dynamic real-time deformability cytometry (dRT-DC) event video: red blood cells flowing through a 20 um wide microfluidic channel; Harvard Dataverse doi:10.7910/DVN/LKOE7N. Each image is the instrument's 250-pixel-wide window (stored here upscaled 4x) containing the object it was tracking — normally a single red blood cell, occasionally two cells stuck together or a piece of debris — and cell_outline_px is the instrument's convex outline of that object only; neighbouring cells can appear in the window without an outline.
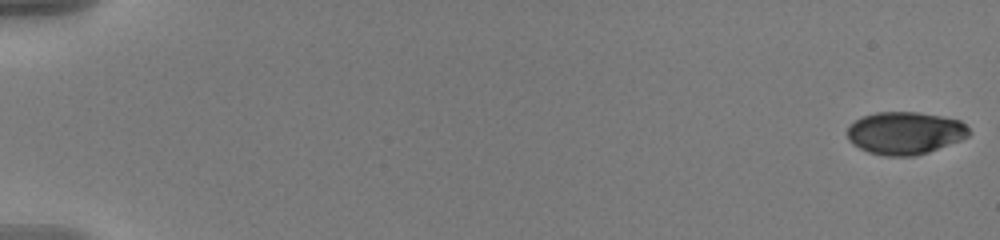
{"species": "human", "species_latin": "Homo sapiens", "temperature_condition": "warm", "stored_images_in_passage": 57, "camera_frame_rate_fps": 3000, "um_per_image_px": 0.085, "donor": {"sex": "male"}, "frame": {"image": 1, "passage_image": 1, "time_ms": 0.0, "image_size_px": [1000, 240], "cell_outline_px": [[972, 132], [968, 136], [960, 140], [928, 152], [916, 156], [884, 156], [868, 152], [852, 144], [848, 140], [848, 124], [864, 116], [876, 112], [920, 112], [944, 116], [960, 120]], "centroid_in_image_um": [76.92, 11.3], "position_along_channel_um": 8.1, "area_um2": 30.35}}
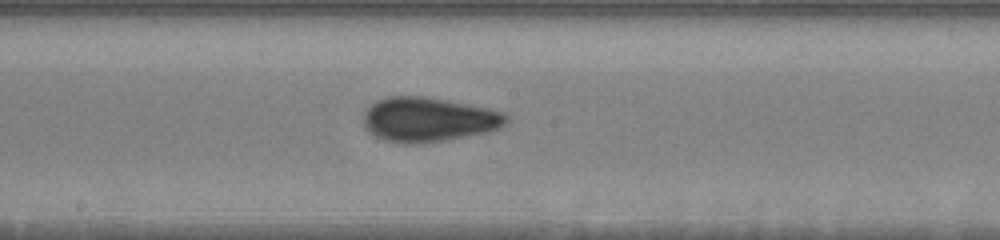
{"frame": {"image": 2, "passage_image": 33, "time_ms": 10.667, "image_size_px": [1000, 240], "cell_outline_px": [[508, 120], [504, 124], [496, 128], [484, 132], [444, 140], [412, 144], [404, 144], [384, 140], [376, 136], [364, 128], [364, 112], [376, 100], [388, 96], [424, 96], [448, 100], [488, 108], [504, 112], [508, 116]], "centroid_in_image_um": [36.38, 10.14], "position_along_channel_um": 211.8, "area_um2": 36.76}}
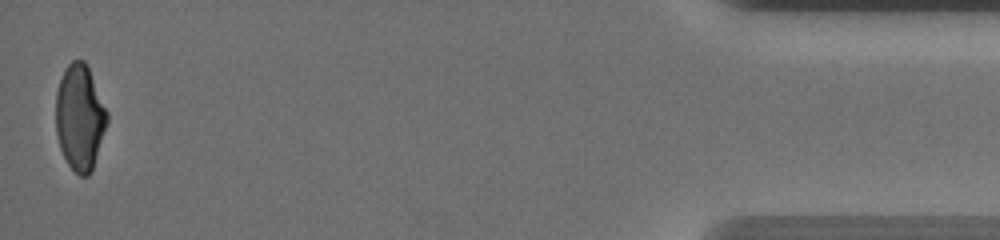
{"frame": {"image": 3, "passage_image": 57, "time_ms": 18.667, "image_size_px": [1000, 240], "cell_outline_px": [[108, 120], [92, 172], [88, 176], [80, 176], [68, 164], [60, 148], [56, 132], [56, 92], [64, 68], [72, 60], [84, 60], [88, 68], [108, 112]], "centroid_in_image_um": [6.78, 9.99], "position_along_channel_um": 428.4, "area_um2": 31.5}, "authors_computed_cell_mechanics": {"area_um2": 33.2928, "velocity_mm_per_s": 3.6399, "shape_relaxation_time_tau1_ms": 5.7273, "shape_relaxation_time_tau2_ms": 1.2588, "deformation_change_tau1": 0.1852, "deformation_change_tau2": 0.0475}}